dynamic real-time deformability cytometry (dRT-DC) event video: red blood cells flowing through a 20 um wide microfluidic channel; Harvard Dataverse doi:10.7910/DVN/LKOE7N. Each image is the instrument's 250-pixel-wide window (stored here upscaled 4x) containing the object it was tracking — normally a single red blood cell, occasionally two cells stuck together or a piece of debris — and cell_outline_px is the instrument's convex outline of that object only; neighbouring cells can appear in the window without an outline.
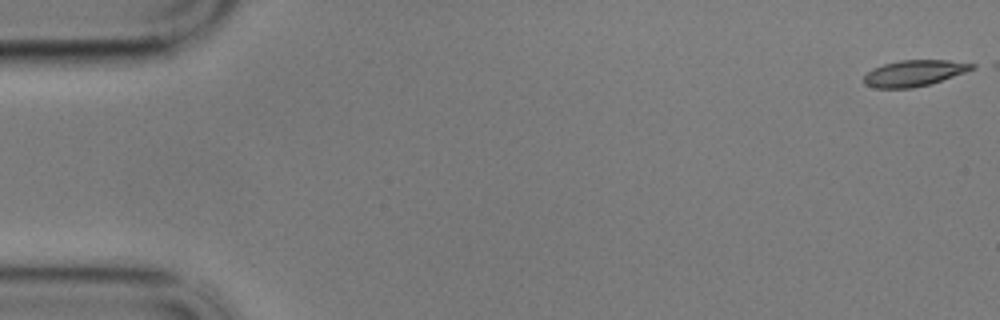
{"species": "common noctule bat (a hibernating species)", "species_latin": "Nyctalus noctula", "temperature_condition": "cold", "stored_images_in_passage": 3, "camera_frame_rate_fps": 3000, "um_per_image_px": 0.085, "animal": {"sex": "male", "body_mass_g": 17.9}, "frame": {"image": 1, "passage_image": 1, "time_ms": 0.0, "image_size_px": [1000, 320], "cell_outline_px": [[976, 68], [928, 84], [912, 88], [876, 88], [864, 84], [864, 76], [872, 68], [884, 64], [900, 60], [948, 60], [976, 64]], "centroid_in_image_um": [77.68, 6.21], "position_along_channel_um": 7.3, "area_um2": 16.24}}